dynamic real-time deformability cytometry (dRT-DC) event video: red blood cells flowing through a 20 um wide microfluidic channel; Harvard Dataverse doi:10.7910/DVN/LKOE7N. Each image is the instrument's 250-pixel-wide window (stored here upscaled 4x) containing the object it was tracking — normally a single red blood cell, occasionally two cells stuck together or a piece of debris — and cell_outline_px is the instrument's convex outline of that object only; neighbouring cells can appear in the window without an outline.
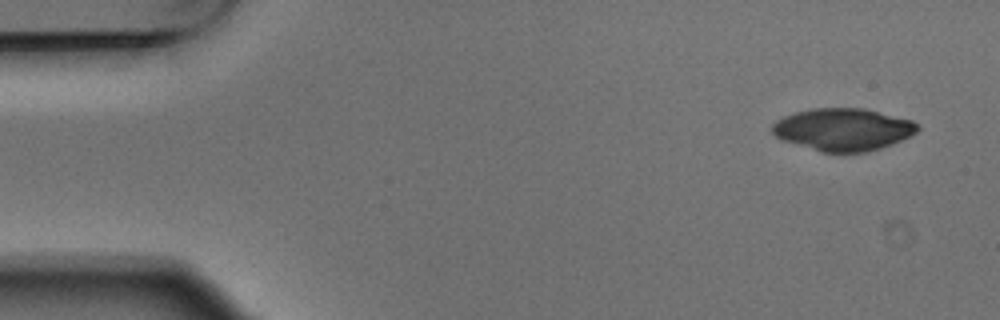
{"species": "Egyptian fruit bat (a non-hibernating species)", "species_latin": "Rousettus aegyptiacus", "temperature_condition": "warm", "stored_images_in_passage": 6, "camera_frame_rate_fps": 3000, "um_per_image_px": 0.085, "animal": {"sex": "male"}, "frame": {"image": 1, "passage_image": 1, "time_ms": 0.0, "image_size_px": [1000, 320], "cell_outline_px": [[920, 128], [916, 132], [892, 144], [868, 152], [820, 152], [784, 140], [776, 136], [772, 132], [772, 124], [776, 120], [784, 116], [796, 112], [812, 108], [864, 108], [912, 120], [920, 124]], "centroid_in_image_um": [71.67, 11.0], "position_along_channel_um": 13.3, "area_um2": 35.78}}